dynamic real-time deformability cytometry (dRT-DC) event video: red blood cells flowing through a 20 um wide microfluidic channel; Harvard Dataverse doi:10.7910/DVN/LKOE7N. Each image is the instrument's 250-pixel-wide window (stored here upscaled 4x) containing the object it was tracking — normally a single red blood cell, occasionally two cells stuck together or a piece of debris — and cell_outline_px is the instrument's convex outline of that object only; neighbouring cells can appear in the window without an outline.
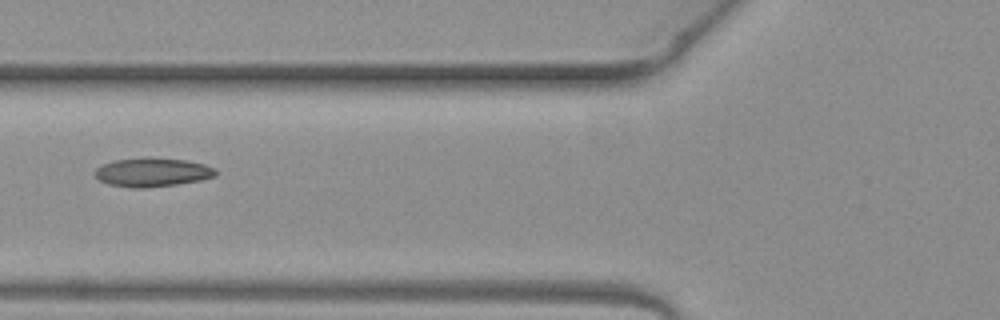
{"species": "common noctule bat (a hibernating species)", "species_latin": "Nyctalus noctula", "temperature_condition": "warm", "stored_images_in_passage": 2, "camera_frame_rate_fps": 3000, "um_per_image_px": 0.085, "animal": {"sex": "female", "body_mass_g": 19.3, "forearm_length_mm": 54.1}, "frame": {"image": 1, "passage_image": 2, "time_ms": 0.333, "image_size_px": [1000, 320], "cell_outline_px": [[216, 176], [200, 180], [176, 184], [144, 188], [128, 188], [108, 184], [100, 180], [92, 172], [100, 164], [112, 160], [184, 160], [204, 164], [216, 168]], "centroid_in_image_um": [12.91, 14.68], "position_along_channel_um": 112.9, "area_um2": 19.65}}